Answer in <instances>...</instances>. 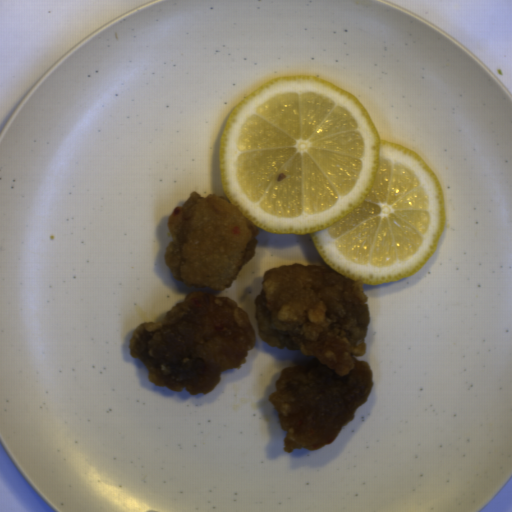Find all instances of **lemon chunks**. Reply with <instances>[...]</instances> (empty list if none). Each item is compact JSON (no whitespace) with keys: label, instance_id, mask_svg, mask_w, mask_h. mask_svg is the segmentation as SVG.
I'll list each match as a JSON object with an SVG mask.
<instances>
[{"label":"lemon chunks","instance_id":"1","mask_svg":"<svg viewBox=\"0 0 512 512\" xmlns=\"http://www.w3.org/2000/svg\"><path fill=\"white\" fill-rule=\"evenodd\" d=\"M218 162L244 219L312 236L326 264L362 285L411 277L446 232L430 165L381 139L357 97L323 76H276L247 93L223 126Z\"/></svg>","mask_w":512,"mask_h":512}]
</instances>
